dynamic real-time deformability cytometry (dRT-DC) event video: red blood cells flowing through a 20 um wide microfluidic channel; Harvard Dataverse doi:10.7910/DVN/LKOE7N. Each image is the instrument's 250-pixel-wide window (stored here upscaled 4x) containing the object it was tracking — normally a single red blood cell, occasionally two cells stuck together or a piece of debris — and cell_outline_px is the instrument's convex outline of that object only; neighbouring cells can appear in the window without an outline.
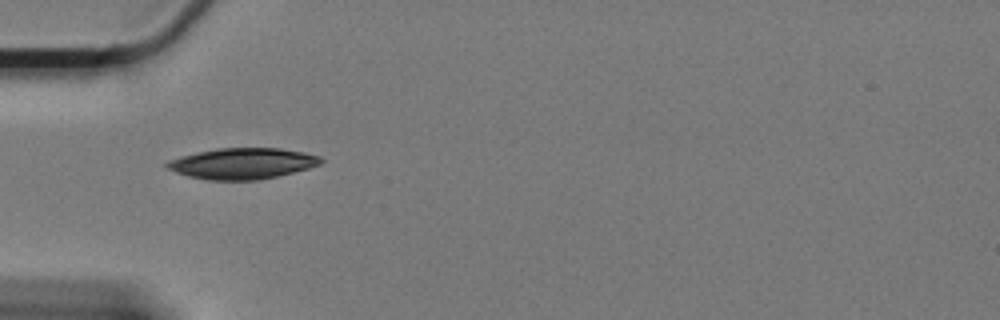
{"species": "Egyptian fruit bat (a non-hibernating species)", "species_latin": "Rousettus aegyptiacus", "temperature_condition": "cold", "stored_images_in_passage": 26, "camera_frame_rate_fps": 3000, "um_per_image_px": 0.085, "animal": {"sex": "female"}, "frame": {"image": 1, "passage_image": 1, "time_ms": 0.0, "image_size_px": [1000, 320], "cell_outline_px": [[324, 160], [320, 164], [308, 168], [260, 180], [208, 180], [188, 176], [176, 172], [168, 168], [164, 164], [168, 160], [180, 156], [196, 152], [216, 148], [280, 148], [304, 152], [320, 156]], "centroid_in_image_um": [20.59, 13.89], "position_along_channel_um": 64.4, "area_um2": 27.8}}
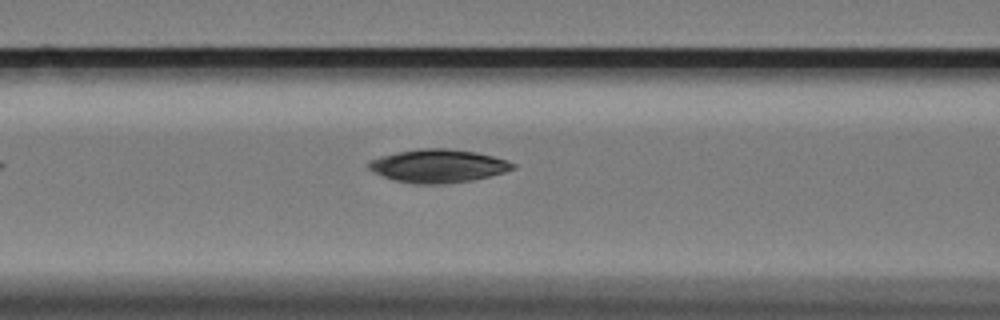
{"frame": {"image": 2, "passage_image": 7, "time_ms": 2.0, "image_size_px": [1000, 320], "cell_outline_px": [[516, 168], [504, 172], [472, 180], [444, 184], [416, 184], [396, 180], [384, 176], [368, 168], [368, 160], [380, 156], [396, 152], [420, 148], [448, 148], [476, 152], [492, 156], [516, 164]], "centroid_in_image_um": [37.23, 14.09], "position_along_channel_um": 129.4, "area_um2": 27.74}}
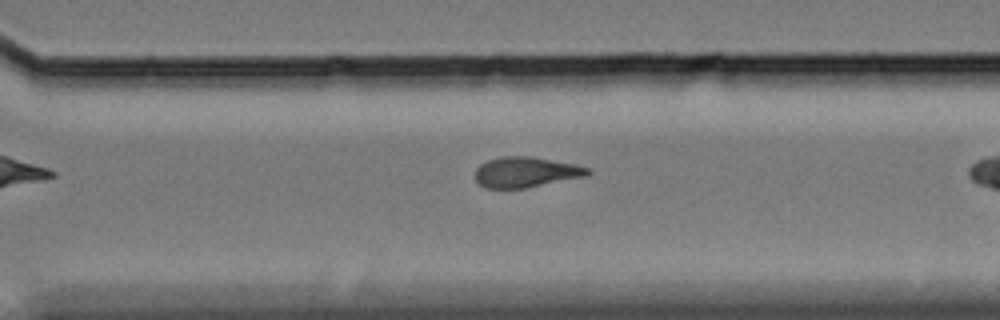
{"frame": {"image": 3, "passage_image": 21, "time_ms": 6.667, "image_size_px": [1000, 320], "cell_outline_px": [[592, 172], [588, 176], [524, 188], [488, 188], [480, 184], [476, 180], [476, 168], [480, 164], [488, 160], [500, 156], [528, 156], [576, 164], [588, 168]], "centroid_in_image_um": [44.72, 14.62], "position_along_channel_um": 325.9, "area_um2": 19.88}}